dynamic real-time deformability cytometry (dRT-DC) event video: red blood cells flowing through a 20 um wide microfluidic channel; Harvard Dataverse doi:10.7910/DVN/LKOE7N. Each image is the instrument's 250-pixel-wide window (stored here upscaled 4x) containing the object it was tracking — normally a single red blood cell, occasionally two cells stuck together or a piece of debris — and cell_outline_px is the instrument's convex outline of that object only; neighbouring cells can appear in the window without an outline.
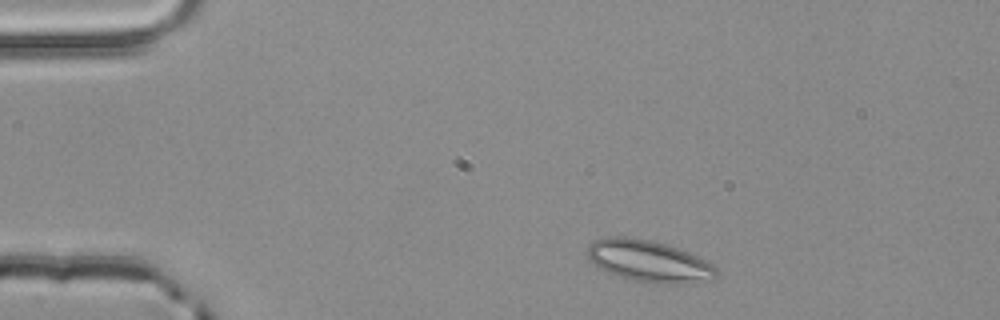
{"species": "common noctule bat (a hibernating species)", "species_latin": "Nyctalus noctula", "temperature_condition": "room temperature", "stored_images_in_passage": 2, "camera_frame_rate_fps": 3000, "um_per_image_px": 0.085, "animal": {"sex": "male", "body_mass_g": 20.4}, "frame": {"image": 1, "passage_image": 1, "time_ms": 0.0, "image_size_px": [1000, 320], "cell_outline_px": [[720, 276], [712, 280], [696, 284], [660, 284], [632, 280], [608, 272], [600, 268], [588, 260], [588, 244], [596, 240], [608, 236], [624, 236], [652, 240], [668, 244], [688, 252], [712, 264], [720, 272]], "centroid_in_image_um": [55.21, 22.21], "position_along_channel_um": 29.8, "area_um2": 31.85}}